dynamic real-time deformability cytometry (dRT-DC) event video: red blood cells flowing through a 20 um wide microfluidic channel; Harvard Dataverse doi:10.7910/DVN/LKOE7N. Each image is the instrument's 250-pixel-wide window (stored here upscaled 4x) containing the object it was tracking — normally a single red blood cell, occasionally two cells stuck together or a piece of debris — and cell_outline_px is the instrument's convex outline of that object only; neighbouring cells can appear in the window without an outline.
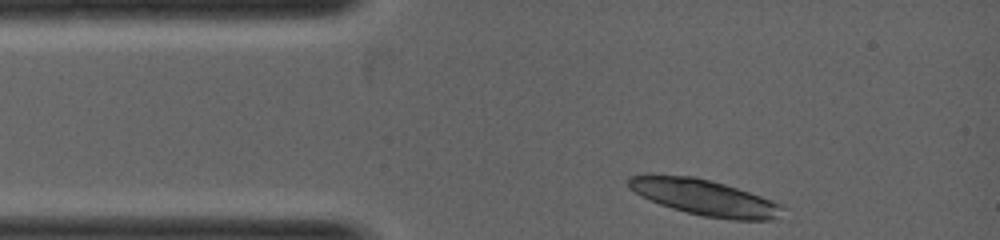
{"species": "common noctule bat (a hibernating species)", "species_latin": "Nyctalus noctula", "temperature_condition": "warm", "stored_images_in_passage": 4, "camera_frame_rate_fps": 5000, "um_per_image_px": 0.085, "animal": {"sex": "female", "body_mass_g": 19.0, "forearm_length_mm": 53.3}, "frame": {"image": 1, "passage_image": 1, "time_ms": 0.0, "image_size_px": [1000, 240], "cell_outline_px": [[784, 208], [772, 220], [732, 220], [704, 216], [672, 208], [660, 204], [640, 196], [628, 188], [628, 176], [648, 172], [652, 172], [692, 176], [724, 184], [784, 204]], "centroid_in_image_um": [59.78, 16.74], "position_along_channel_um": 25.2, "area_um2": 32.54}}